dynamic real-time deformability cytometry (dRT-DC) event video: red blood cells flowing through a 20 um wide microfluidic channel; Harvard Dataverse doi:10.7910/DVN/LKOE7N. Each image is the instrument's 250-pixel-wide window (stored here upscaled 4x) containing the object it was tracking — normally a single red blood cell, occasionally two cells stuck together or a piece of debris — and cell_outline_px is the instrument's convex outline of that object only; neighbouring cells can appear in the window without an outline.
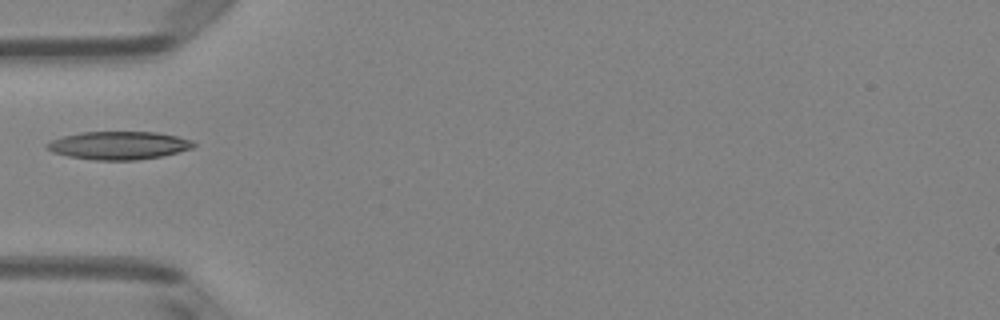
{"species": "Egyptian fruit bat (a non-hibernating species)", "species_latin": "Rousettus aegyptiacus", "temperature_condition": "room temperature", "stored_images_in_passage": 4, "camera_frame_rate_fps": 3000, "um_per_image_px": 0.085, "animal": {"sex": "female"}, "frame": {"image": 1, "passage_image": 2, "time_ms": 0.333, "image_size_px": [1000, 320], "cell_outline_px": [[196, 144], [192, 148], [164, 156], [136, 160], [96, 160], [68, 156], [52, 152], [44, 144], [52, 140], [64, 136], [80, 132], [156, 132], [176, 136], [192, 140]], "centroid_in_image_um": [10.11, 12.36], "position_along_channel_um": 74.9, "area_um2": 23.93}}
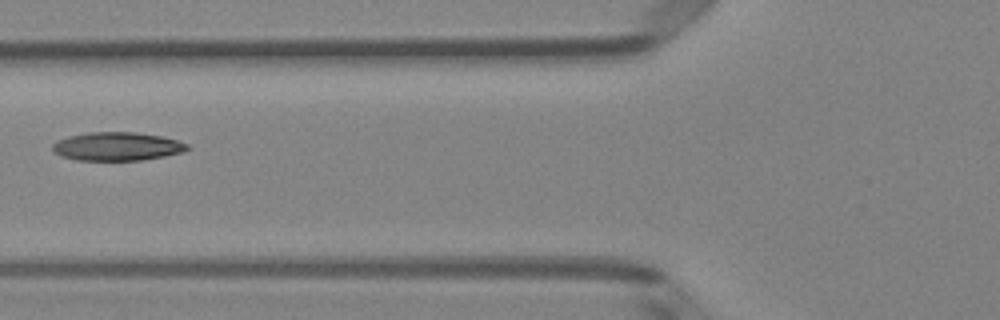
{"frame": {"image": 2, "passage_image": 3, "time_ms": 0.667, "image_size_px": [1000, 320], "cell_outline_px": [[192, 148], [184, 152], [164, 156], [140, 160], [76, 160], [60, 156], [52, 148], [52, 144], [56, 140], [68, 136], [88, 132], [136, 132], [160, 136], [176, 140], [188, 144]], "centroid_in_image_um": [9.95, 12.44], "position_along_channel_um": 115.8, "area_um2": 22.43}}
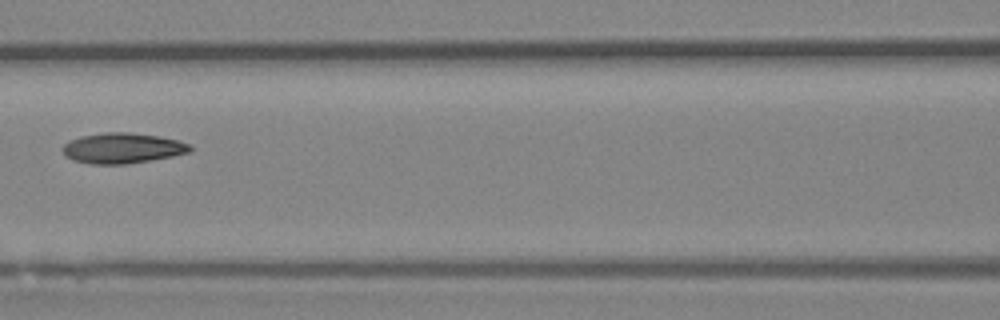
{"frame": {"image": 3, "passage_image": 4, "time_ms": 1.0, "image_size_px": [1000, 320], "cell_outline_px": [[192, 152], [172, 156], [124, 164], [88, 164], [72, 160], [60, 148], [68, 140], [80, 136], [104, 132], [128, 132], [160, 136], [176, 140], [188, 144], [192, 148]], "centroid_in_image_um": [10.37, 12.58], "position_along_channel_um": 156.2, "area_um2": 22.6}}